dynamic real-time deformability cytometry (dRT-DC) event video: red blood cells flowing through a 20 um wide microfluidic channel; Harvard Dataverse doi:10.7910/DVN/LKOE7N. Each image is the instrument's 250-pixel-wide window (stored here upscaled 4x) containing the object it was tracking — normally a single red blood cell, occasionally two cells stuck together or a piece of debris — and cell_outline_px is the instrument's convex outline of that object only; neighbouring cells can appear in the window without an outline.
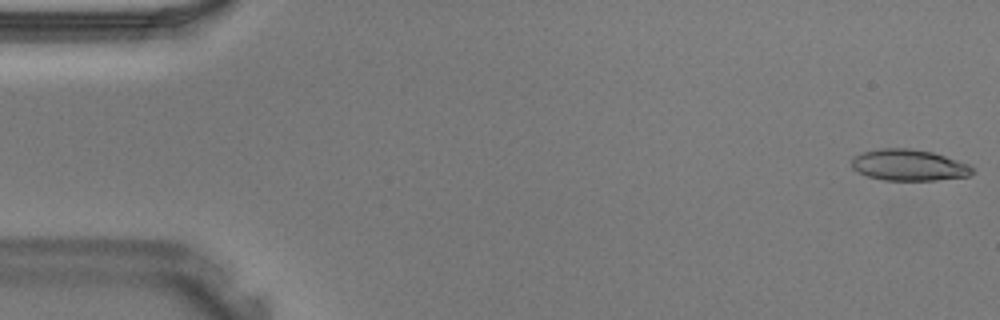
{"species": "Egyptian fruit bat (a non-hibernating species)", "species_latin": "Rousettus aegyptiacus", "temperature_condition": "warm", "stored_images_in_passage": 40, "camera_frame_rate_fps": 3000, "um_per_image_px": 0.085, "animal": {"sex": "male"}, "frame": {"image": 1, "passage_image": 1, "time_ms": 0.0, "image_size_px": [1000, 320], "cell_outline_px": [[972, 172], [968, 176], [936, 180], [884, 180], [868, 176], [852, 168], [852, 156], [860, 152], [880, 148], [908, 148], [932, 152], [968, 164], [972, 168]], "centroid_in_image_um": [77.2, 14.02], "position_along_channel_um": 7.8, "area_um2": 21.85}}
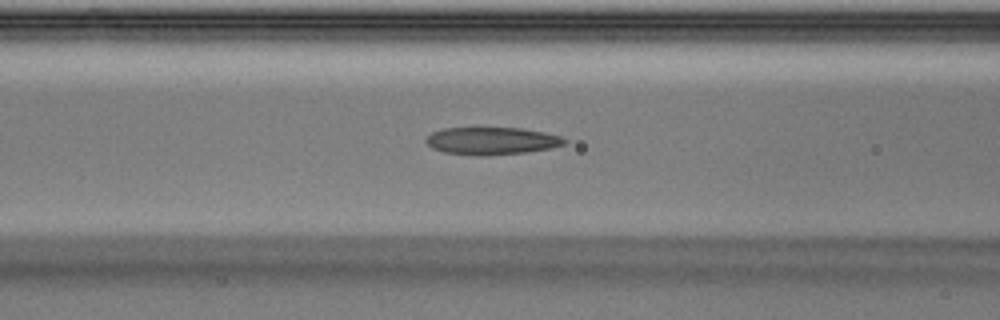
{"frame": {"image": 2, "passage_image": 16, "time_ms": 5.0, "image_size_px": [1000, 320], "cell_outline_px": [[568, 140], [564, 144], [552, 148], [524, 152], [488, 156], [480, 156], [444, 152], [432, 148], [424, 140], [432, 132], [444, 128], [524, 128], [564, 136]], "centroid_in_image_um": [41.83, 11.97], "position_along_channel_um": 124.8, "area_um2": 22.31}}
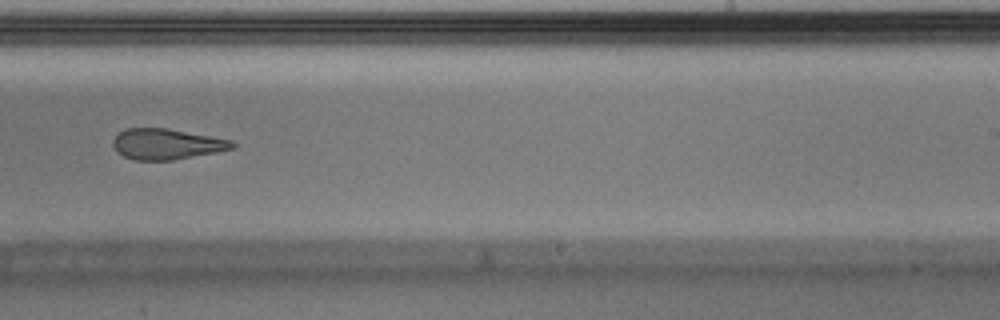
{"frame": {"image": 3, "passage_image": 25, "time_ms": 8.0, "image_size_px": [1000, 320], "cell_outline_px": [[236, 148], [216, 152], [172, 160], [132, 160], [116, 152], [112, 144], [112, 140], [124, 128], [164, 128], [232, 140], [236, 144]], "centroid_in_image_um": [14.13, 12.25], "position_along_channel_um": 274.9, "area_um2": 21.27}}